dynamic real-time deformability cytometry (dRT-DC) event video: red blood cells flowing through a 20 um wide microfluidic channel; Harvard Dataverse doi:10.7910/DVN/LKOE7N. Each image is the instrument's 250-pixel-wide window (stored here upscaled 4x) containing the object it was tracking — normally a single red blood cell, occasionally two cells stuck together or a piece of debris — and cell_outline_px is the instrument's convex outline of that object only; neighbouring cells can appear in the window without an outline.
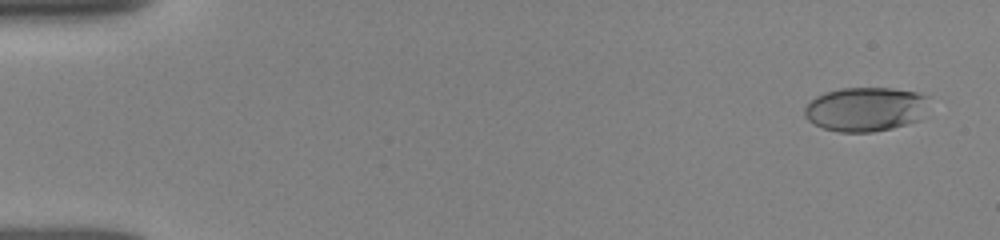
{"species": "human", "species_latin": "Homo sapiens", "temperature_condition": "room temperature", "stored_images_in_passage": 52, "camera_frame_rate_fps": 3000, "um_per_image_px": 0.085, "donor": {"sex": "female"}, "frame": {"image": 1, "passage_image": 3, "time_ms": 0.667, "image_size_px": [1000, 240], "cell_outline_px": [[928, 96], [920, 120], [908, 124], [892, 128], [872, 132], [840, 132], [824, 128], [808, 120], [804, 116], [804, 108], [816, 96], [824, 92], [840, 88], [892, 88], [920, 92]], "centroid_in_image_um": [73.56, 9.27], "position_along_channel_um": 11.4, "area_um2": 32.08}}
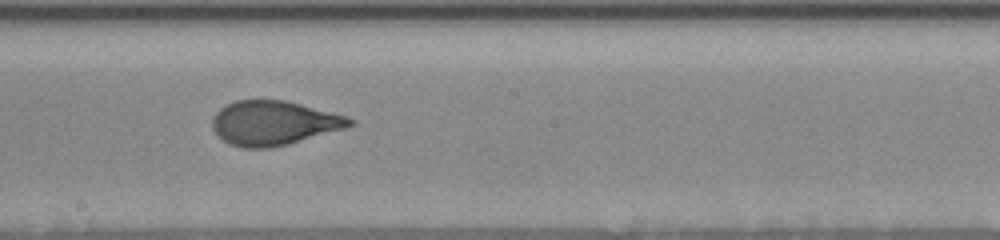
{"frame": {"image": 2, "passage_image": 30, "time_ms": 9.667, "image_size_px": [1000, 240], "cell_outline_px": [[356, 124], [344, 128], [288, 144], [268, 148], [244, 148], [228, 144], [216, 136], [212, 128], [212, 116], [220, 108], [236, 100], [284, 100], [300, 104], [344, 116], [356, 120]], "centroid_in_image_um": [23.2, 10.46], "position_along_channel_um": 225.0, "area_um2": 35.37}}
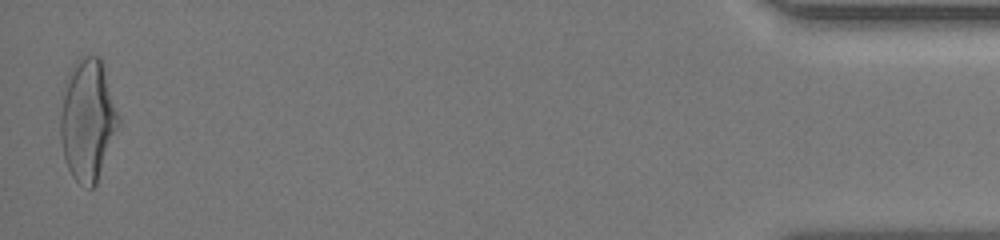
{"frame": {"image": 3, "passage_image": 52, "time_ms": 17.0, "image_size_px": [1000, 240], "cell_outline_px": [[120, 124], [96, 184], [92, 188], [88, 188], [80, 184], [72, 176], [64, 160], [60, 140], [60, 116], [68, 72], [72, 64], [80, 56], [100, 56], [104, 64], [120, 120]], "centroid_in_image_um": [7.46, 10.18], "position_along_channel_um": 427.7, "area_um2": 41.38}, "authors_computed_cell_mechanics": {"area_um2": 35.4025, "velocity_mm_per_s": 3.8961, "shape_relaxation_time_tau1_ms": 3.2954, "shape_relaxation_time_tau2_ms": 0.7621, "deformation_change_tau1": 0.1701, "deformation_change_tau2": 0.066}}